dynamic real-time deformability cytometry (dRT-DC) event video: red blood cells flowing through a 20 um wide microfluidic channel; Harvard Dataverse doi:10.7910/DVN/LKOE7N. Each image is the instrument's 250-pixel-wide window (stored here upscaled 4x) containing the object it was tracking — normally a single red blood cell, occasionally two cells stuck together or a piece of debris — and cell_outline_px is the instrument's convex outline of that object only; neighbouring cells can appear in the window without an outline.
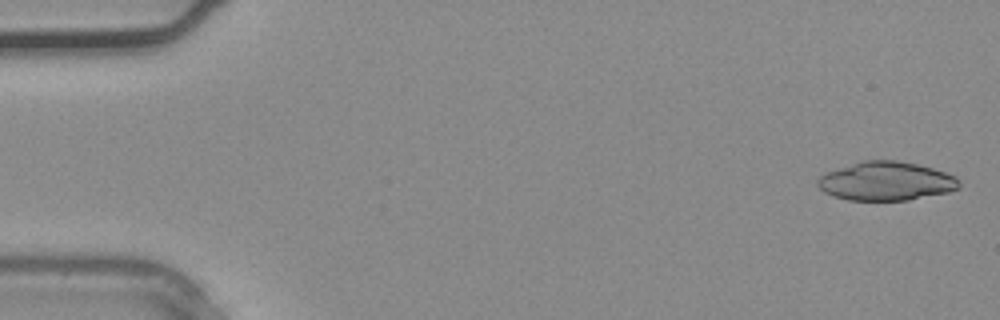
{"species": "common noctule bat (a hibernating species)", "species_latin": "Nyctalus noctula", "temperature_condition": "warm", "stored_images_in_passage": 13, "camera_frame_rate_fps": 3000, "um_per_image_px": 0.085, "animal": {"sex": "male", "body_mass_g": 20.4}, "frame": {"image": 1, "passage_image": 1, "time_ms": 0.0, "image_size_px": [1000, 320], "cell_outline_px": [[960, 188], [948, 192], [908, 200], [848, 200], [832, 196], [824, 192], [816, 184], [816, 180], [824, 172], [864, 160], [896, 160], [916, 164], [932, 168], [956, 176], [960, 180]], "centroid_in_image_um": [75.3, 15.4], "position_along_channel_um": 9.7, "area_um2": 32.08}}